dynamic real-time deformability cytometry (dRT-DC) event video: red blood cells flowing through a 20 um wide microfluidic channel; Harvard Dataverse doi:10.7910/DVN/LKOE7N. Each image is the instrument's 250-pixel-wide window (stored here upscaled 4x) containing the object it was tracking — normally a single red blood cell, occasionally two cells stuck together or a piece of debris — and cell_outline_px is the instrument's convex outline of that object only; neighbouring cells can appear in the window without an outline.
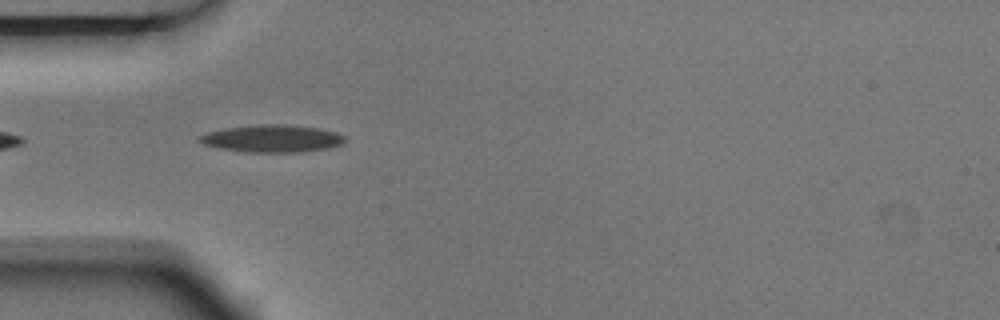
{"species": "Egyptian fruit bat (a non-hibernating species)", "species_latin": "Rousettus aegyptiacus", "temperature_condition": "room temperature", "stored_images_in_passage": 5, "camera_frame_rate_fps": 3000, "um_per_image_px": 0.085, "animal": {"sex": "male"}, "frame": {"image": 1, "passage_image": 1, "time_ms": 0.0, "image_size_px": [1000, 320], "cell_outline_px": [[344, 144], [328, 148], [304, 152], [248, 152], [216, 148], [204, 144], [196, 140], [196, 136], [208, 132], [224, 128], [260, 124], [288, 124], [320, 128], [336, 132], [344, 136]], "centroid_in_image_um": [23.11, 11.77], "position_along_channel_um": 61.9, "area_um2": 23.52}}
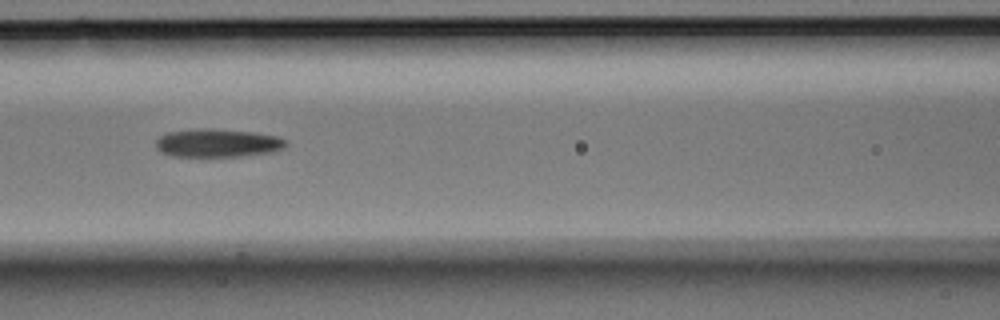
{"frame": {"image": 2, "passage_image": 3, "time_ms": 0.667, "image_size_px": [1000, 320], "cell_outline_px": [[288, 144], [284, 148], [272, 152], [240, 156], [172, 156], [160, 152], [156, 148], [156, 140], [160, 136], [168, 132], [196, 128], [252, 132], [280, 136], [288, 140]], "centroid_in_image_um": [18.52, 12.16], "position_along_channel_um": 148.1, "area_um2": 21.44}}
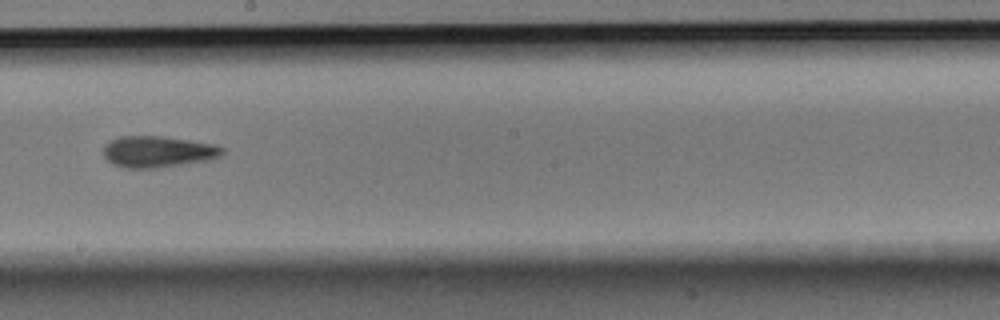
{"frame": {"image": 3, "passage_image": 5, "time_ms": 1.333, "image_size_px": [1000, 320], "cell_outline_px": [[224, 152], [220, 156], [212, 160], [156, 168], [124, 168], [112, 164], [104, 156], [104, 144], [108, 140], [120, 136], [164, 136], [212, 144], [224, 148]], "centroid_in_image_um": [13.4, 12.89], "position_along_channel_um": 234.8, "area_um2": 21.91}}